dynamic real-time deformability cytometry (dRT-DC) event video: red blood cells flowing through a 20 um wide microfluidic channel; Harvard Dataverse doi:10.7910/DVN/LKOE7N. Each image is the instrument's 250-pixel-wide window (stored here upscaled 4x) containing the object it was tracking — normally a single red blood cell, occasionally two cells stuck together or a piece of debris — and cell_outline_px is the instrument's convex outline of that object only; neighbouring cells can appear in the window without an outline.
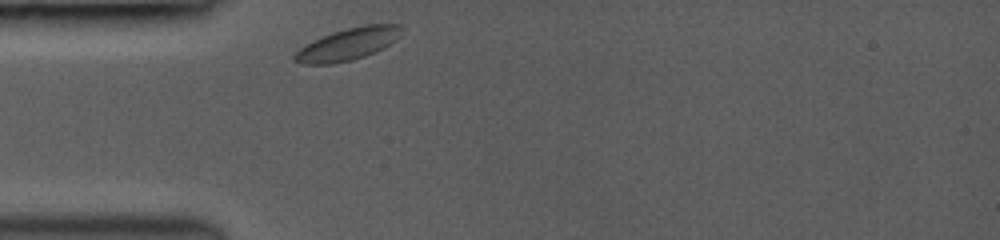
{"species": "common noctule bat (a hibernating species)", "species_latin": "Nyctalus noctula", "temperature_condition": "room temperature", "stored_images_in_passage": 1, "camera_frame_rate_fps": 3000, "um_per_image_px": 0.085, "animal": {"sex": "female", "body_mass_g": 19.0, "forearm_length_mm": 53.3}, "frame": {"image": 1, "passage_image": 1, "time_ms": 0.0, "image_size_px": [1000, 240], "cell_outline_px": [[400, 36], [396, 40], [384, 48], [376, 52], [352, 60], [332, 64], [300, 64], [292, 60], [292, 56], [304, 44], [332, 32], [364, 24], [400, 24]], "centroid_in_image_um": [29.54, 3.76], "position_along_channel_um": 55.5, "area_um2": 20.11}}